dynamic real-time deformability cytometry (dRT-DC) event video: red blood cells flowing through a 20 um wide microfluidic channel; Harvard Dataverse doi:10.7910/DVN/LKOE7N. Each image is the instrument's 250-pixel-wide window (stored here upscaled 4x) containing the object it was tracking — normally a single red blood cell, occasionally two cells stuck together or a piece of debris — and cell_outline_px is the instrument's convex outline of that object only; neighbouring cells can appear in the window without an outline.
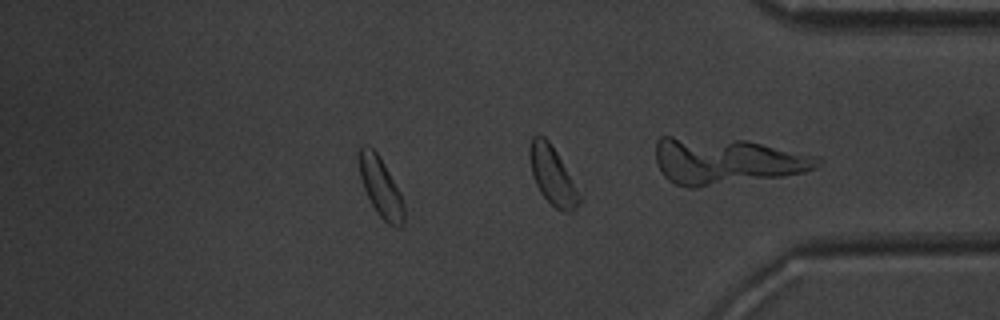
{"species": "common noctule bat (a hibernating species)", "species_latin": "Nyctalus noctula", "temperature_condition": "warm", "stored_images_in_passage": 38, "camera_frame_rate_fps": 3000, "um_per_image_px": 0.085, "animal": {"sex": "male", "body_mass_g": 20.1, "forearm_length_mm": 53.5}, "frame": {"image": 1, "passage_image": 31, "time_ms": 10.0, "image_size_px": [1000, 320], "cell_outline_px": [[404, 224], [400, 228], [396, 228], [388, 224], [376, 212], [364, 188], [360, 176], [360, 148], [364, 144], [368, 144], [376, 152], [400, 192], [404, 204]], "centroid_in_image_um": [32.39, 15.97], "position_along_channel_um": 402.8, "area_um2": 15.2}}